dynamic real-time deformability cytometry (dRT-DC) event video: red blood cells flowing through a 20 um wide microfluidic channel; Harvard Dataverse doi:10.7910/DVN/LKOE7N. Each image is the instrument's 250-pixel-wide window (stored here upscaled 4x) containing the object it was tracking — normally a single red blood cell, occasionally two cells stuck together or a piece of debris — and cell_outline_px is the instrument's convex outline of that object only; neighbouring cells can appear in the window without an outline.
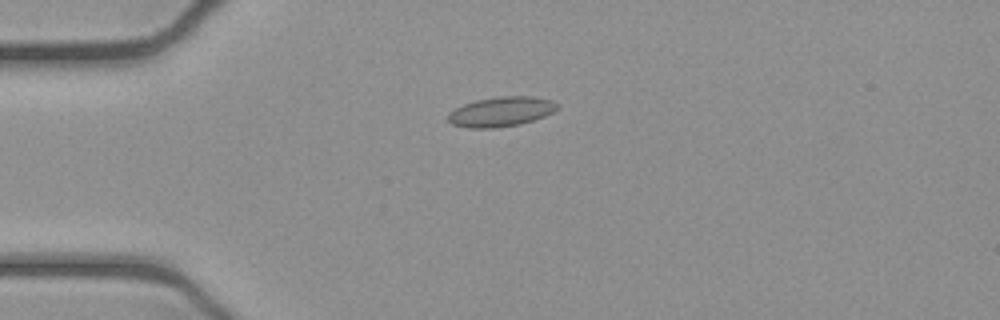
{"species": "common noctule bat (a hibernating species)", "species_latin": "Nyctalus noctula", "temperature_condition": "cold", "stored_images_in_passage": 40, "camera_frame_rate_fps": 3000, "um_per_image_px": 0.085, "animal": {"sex": "female", "body_mass_g": 21.9}, "frame": {"image": 1, "passage_image": 1, "time_ms": 0.0, "image_size_px": [1000, 320], "cell_outline_px": [[560, 108], [544, 116], [520, 124], [496, 128], [468, 128], [452, 124], [448, 120], [448, 112], [464, 104], [476, 100], [500, 96], [532, 96], [552, 100], [560, 104]], "centroid_in_image_um": [42.61, 9.49], "position_along_channel_um": 42.4, "area_um2": 19.02}}
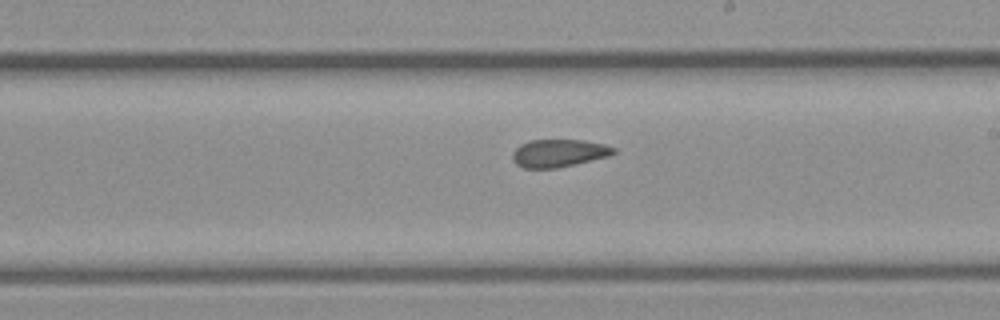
{"frame": {"image": 2, "passage_image": 18, "time_ms": 5.667, "image_size_px": [1000, 320], "cell_outline_px": [[616, 152], [608, 156], [576, 164], [556, 168], [524, 168], [516, 164], [512, 160], [512, 152], [520, 144], [528, 140], [584, 140], [604, 144], [616, 148]], "centroid_in_image_um": [47.47, 13.01], "position_along_channel_um": 241.5, "area_um2": 16.42}}
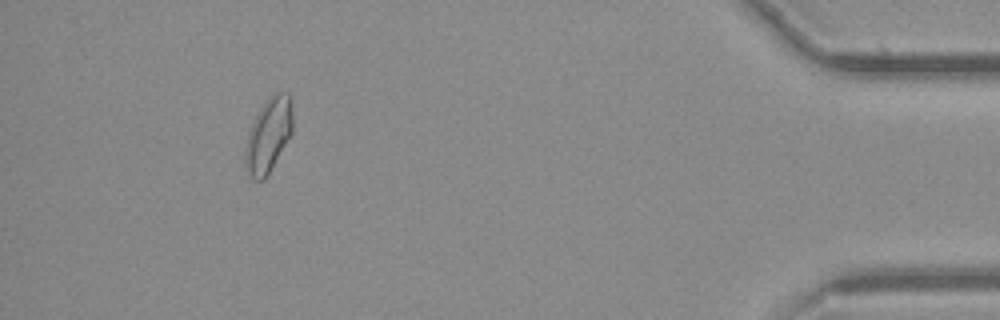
{"frame": {"image": 3, "passage_image": 36, "time_ms": 11.667, "image_size_px": [1000, 320], "cell_outline_px": [[292, 132], [264, 180], [252, 180], [248, 176], [244, 164], [244, 148], [248, 132], [260, 108], [268, 96], [272, 92], [288, 92], [292, 96]], "centroid_in_image_um": [22.8, 11.46], "position_along_channel_um": 412.4, "area_um2": 20.81}, "authors_computed_cell_mechanics": {"area_um2": 17.4556, "velocity_mm_per_s": 3.9147, "shape_relaxation_time_tau1_ms": null, "shape_relaxation_time_tau2_ms": 2.4437, "deformation_change_tau1": null, "deformation_change_tau2": 0.0724}}